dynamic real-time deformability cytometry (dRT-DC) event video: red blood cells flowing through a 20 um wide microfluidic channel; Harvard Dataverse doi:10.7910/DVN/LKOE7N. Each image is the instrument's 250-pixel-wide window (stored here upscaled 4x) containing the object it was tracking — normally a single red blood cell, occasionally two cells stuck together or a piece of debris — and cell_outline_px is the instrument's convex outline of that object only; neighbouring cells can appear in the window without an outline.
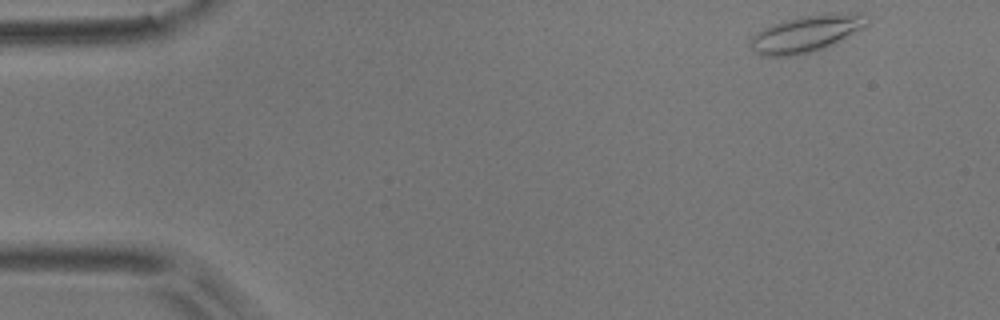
{"species": "common noctule bat (a hibernating species)", "species_latin": "Nyctalus noctula", "temperature_condition": "room temperature", "stored_images_in_passage": 4, "camera_frame_rate_fps": 3000, "um_per_image_px": 0.085, "animal": {"sex": "male", "body_mass_g": 17.9}, "frame": {"image": 1, "passage_image": 1, "time_ms": 0.0, "image_size_px": [1000, 320], "cell_outline_px": [[868, 24], [832, 44], [824, 48], [812, 52], [796, 56], [760, 56], [752, 52], [752, 36], [756, 32], [772, 24], [800, 16], [832, 12], [860, 16], [868, 20]], "centroid_in_image_um": [68.42, 2.89], "position_along_channel_um": 16.6, "area_um2": 24.39}}